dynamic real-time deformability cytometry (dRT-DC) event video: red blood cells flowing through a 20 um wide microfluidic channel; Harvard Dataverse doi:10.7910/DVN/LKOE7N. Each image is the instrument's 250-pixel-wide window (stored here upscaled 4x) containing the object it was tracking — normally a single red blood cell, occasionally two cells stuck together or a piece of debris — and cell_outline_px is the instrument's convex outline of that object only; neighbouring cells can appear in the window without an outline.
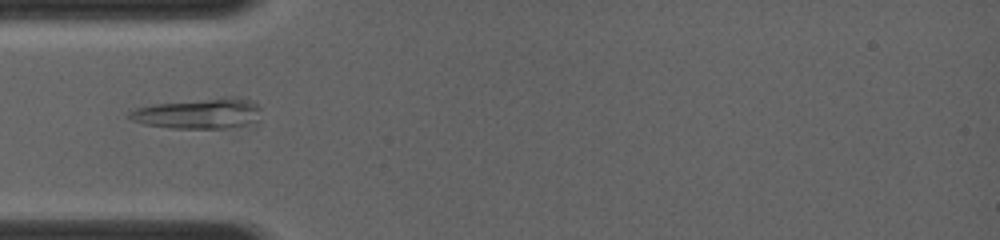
{"species": "common noctule bat (a hibernating species)", "species_latin": "Nyctalus noctula", "temperature_condition": "room temperature", "stored_images_in_passage": 5, "camera_frame_rate_fps": 4000, "um_per_image_px": 0.085, "animal": {"sex": "female", "body_mass_g": 19.0, "forearm_length_mm": 56.7}, "frame": {"image": 1, "passage_image": 1, "time_ms": 0.0, "image_size_px": [1000, 240], "cell_outline_px": [[260, 108], [256, 120], [244, 124], [224, 128], [168, 128], [144, 124], [132, 120], [124, 116], [128, 112], [136, 108], [156, 104], [224, 96], [236, 96], [252, 100]], "centroid_in_image_um": [16.84, 9.63], "position_along_channel_um": 68.2, "area_um2": 23.35}}
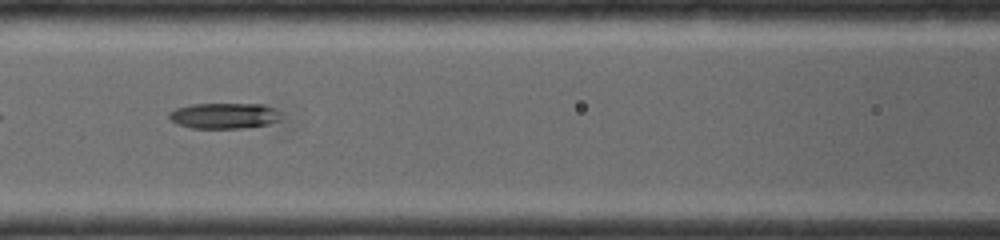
{"frame": {"image": 2, "passage_image": 3, "time_ms": 1.75, "image_size_px": [1000, 240], "cell_outline_px": [[292, 120], [268, 124], [240, 128], [192, 128], [176, 124], [168, 120], [168, 112], [176, 108], [192, 104], [264, 104], [276, 108], [284, 112]], "centroid_in_image_um": [19.23, 9.84], "position_along_channel_um": 147.4, "area_um2": 17.69}}
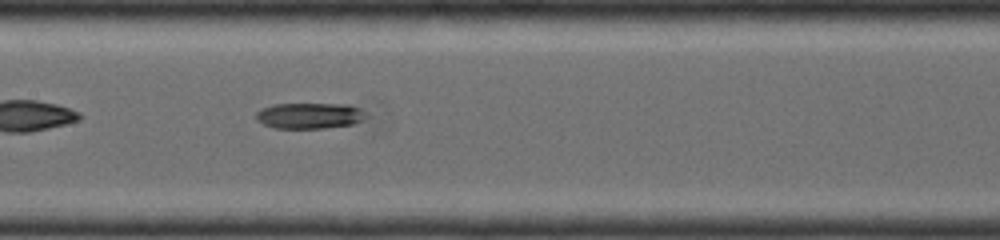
{"frame": {"image": 3, "passage_image": 5, "time_ms": 2.5, "image_size_px": [1000, 240], "cell_outline_px": [[372, 116], [364, 120], [352, 124], [324, 128], [272, 128], [256, 120], [256, 112], [260, 108], [272, 104], [352, 104], [372, 108]], "centroid_in_image_um": [26.5, 9.81], "position_along_channel_um": 180.9, "area_um2": 17.51}}